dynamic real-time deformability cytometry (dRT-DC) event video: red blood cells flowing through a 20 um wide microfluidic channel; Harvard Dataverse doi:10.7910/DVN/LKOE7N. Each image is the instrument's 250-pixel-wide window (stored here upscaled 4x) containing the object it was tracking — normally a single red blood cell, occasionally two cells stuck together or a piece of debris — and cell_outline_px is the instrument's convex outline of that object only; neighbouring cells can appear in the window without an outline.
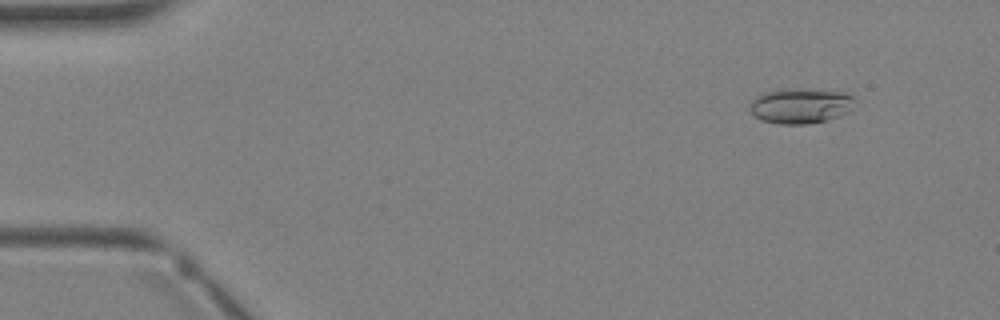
{"species": "Egyptian fruit bat (a non-hibernating species)", "species_latin": "Rousettus aegyptiacus", "temperature_condition": "warm", "stored_images_in_passage": 3, "camera_frame_rate_fps": 3000, "um_per_image_px": 0.085, "animal": {"sex": "female"}, "frame": {"image": 1, "passage_image": 1, "time_ms": 0.0, "image_size_px": [1000, 320], "cell_outline_px": [[856, 100], [852, 108], [848, 112], [840, 116], [828, 120], [808, 124], [776, 124], [760, 120], [748, 108], [748, 104], [756, 96], [764, 92], [780, 88], [800, 88], [848, 92], [856, 96]], "centroid_in_image_um": [68.07, 8.97], "position_along_channel_um": 16.9, "area_um2": 22.31}}
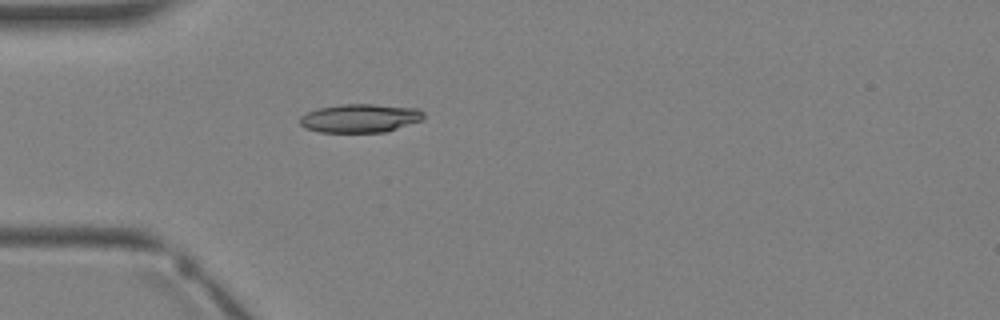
{"frame": {"image": 2, "passage_image": 3, "time_ms": 2.333, "image_size_px": [1000, 320], "cell_outline_px": [[424, 120], [384, 132], [320, 132], [304, 128], [300, 124], [300, 116], [316, 108], [340, 104], [372, 104], [420, 108], [424, 112]], "centroid_in_image_um": [30.62, 10.04], "position_along_channel_um": 54.4, "area_um2": 20.81}}